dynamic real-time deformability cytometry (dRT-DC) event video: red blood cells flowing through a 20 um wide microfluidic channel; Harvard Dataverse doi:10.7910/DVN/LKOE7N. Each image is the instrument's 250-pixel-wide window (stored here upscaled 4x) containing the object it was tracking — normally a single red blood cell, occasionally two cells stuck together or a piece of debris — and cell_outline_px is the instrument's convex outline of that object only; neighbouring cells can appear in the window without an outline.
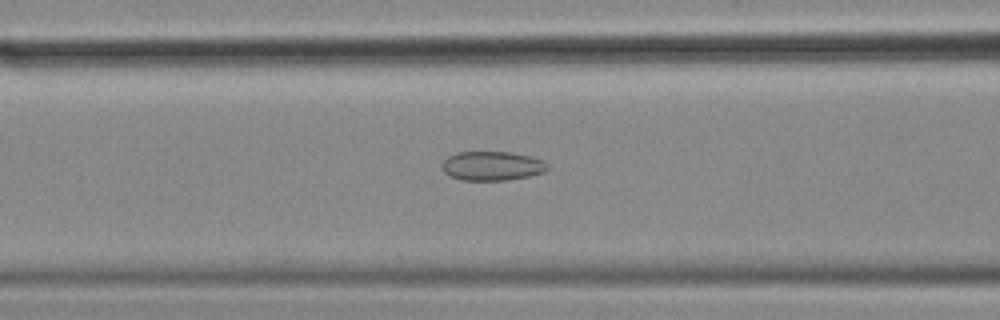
{"species": "common noctule bat (a hibernating species)", "species_latin": "Nyctalus noctula", "temperature_condition": "cold", "stored_images_in_passage": 57, "camera_frame_rate_fps": 3000, "um_per_image_px": 0.085, "animal": {"sex": "female", "body_mass_g": 18.4}, "frame": {"image": 1, "passage_image": 23, "time_ms": 7.333, "image_size_px": [1000, 320], "cell_outline_px": [[548, 168], [544, 172], [528, 176], [508, 180], [460, 180], [448, 176], [440, 168], [440, 164], [448, 156], [456, 152], [508, 152], [532, 156], [544, 160], [548, 164]], "centroid_in_image_um": [41.79, 14.1], "position_along_channel_um": 124.8, "area_um2": 18.21}}
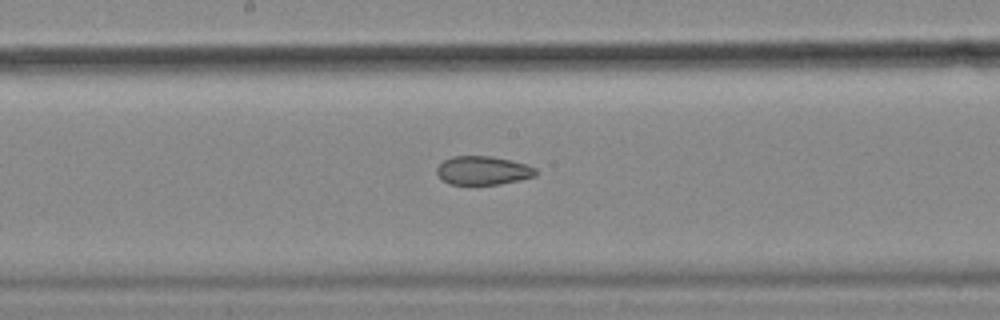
{"frame": {"image": 2, "passage_image": 30, "time_ms": 9.667, "image_size_px": [1000, 320], "cell_outline_px": [[536, 176], [520, 180], [500, 184], [448, 184], [436, 172], [436, 168], [444, 160], [452, 156], [492, 156], [524, 164], [536, 168]], "centroid_in_image_um": [41.04, 14.49], "position_along_channel_um": 207.2, "area_um2": 16.36}}
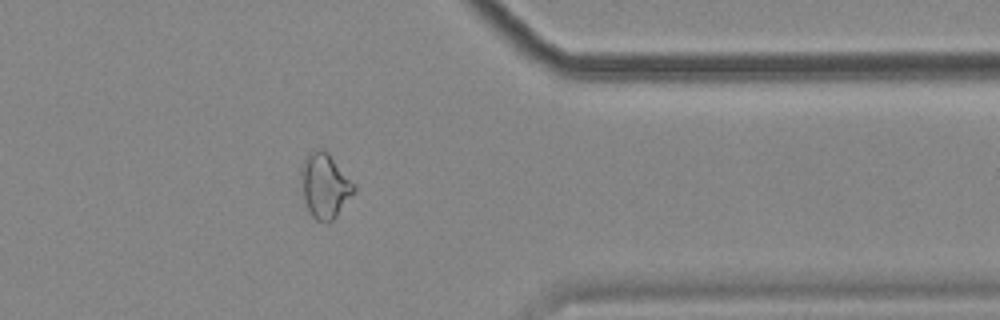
{"frame": {"image": 3, "passage_image": 46, "time_ms": 15.0, "image_size_px": [1000, 320], "cell_outline_px": [[356, 188], [336, 216], [332, 220], [316, 220], [312, 216], [308, 208], [304, 196], [300, 172], [300, 168], [308, 152], [316, 148], [324, 148], [328, 152], [356, 184]], "centroid_in_image_um": [27.61, 15.7], "position_along_channel_um": 383.8, "area_um2": 19.71}, "authors_computed_cell_mechanics": {"area_um2": 20.5768, "velocity_mm_per_s": 3.5381, "shape_relaxation_time_tau1_ms": null, "shape_relaxation_time_tau2_ms": 3.485, "deformation_change_tau1": null, "deformation_change_tau2": 0.0887}}